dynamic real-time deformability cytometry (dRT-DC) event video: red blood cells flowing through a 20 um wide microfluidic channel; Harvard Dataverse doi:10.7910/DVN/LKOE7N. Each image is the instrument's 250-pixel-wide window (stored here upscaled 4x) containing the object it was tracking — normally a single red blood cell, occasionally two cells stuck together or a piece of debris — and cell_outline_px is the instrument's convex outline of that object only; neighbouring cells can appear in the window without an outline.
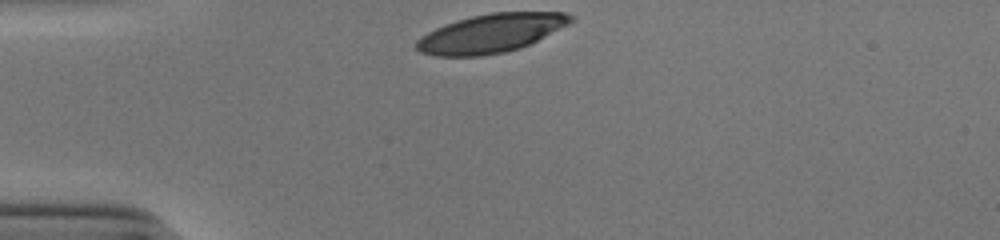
{"species": "human", "species_latin": "Homo sapiens", "temperature_condition": "cold", "stored_images_in_passage": 30, "camera_frame_rate_fps": 3000, "um_per_image_px": 0.085, "donor": {"sex": "male"}, "frame": {"image": 1, "passage_image": 1, "time_ms": 0.0, "image_size_px": [1000, 240], "cell_outline_px": [[572, 20], [568, 24], [520, 48], [504, 52], [484, 56], [436, 56], [420, 52], [416, 48], [416, 40], [428, 32], [444, 24], [456, 20], [472, 16], [492, 12], [564, 12], [572, 16]], "centroid_in_image_um": [41.68, 2.83], "position_along_channel_um": 43.3, "area_um2": 34.39}}
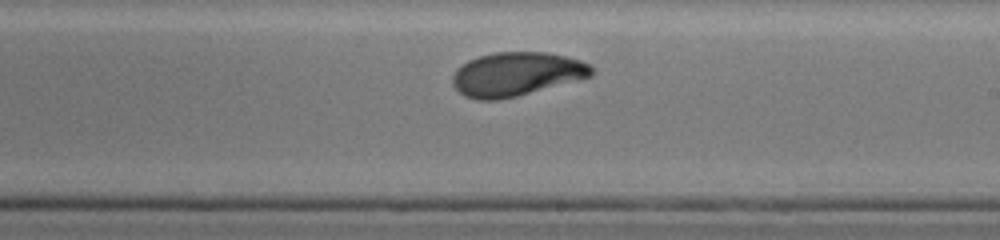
{"frame": {"image": 2, "passage_image": 19, "time_ms": 6.0, "image_size_px": [1000, 240], "cell_outline_px": [[596, 72], [592, 76], [580, 80], [500, 100], [476, 100], [464, 96], [452, 84], [452, 76], [456, 68], [468, 60], [480, 56], [496, 52], [548, 52], [580, 60], [588, 64]], "centroid_in_image_um": [43.89, 6.3], "position_along_channel_um": 245.1, "area_um2": 35.66}}
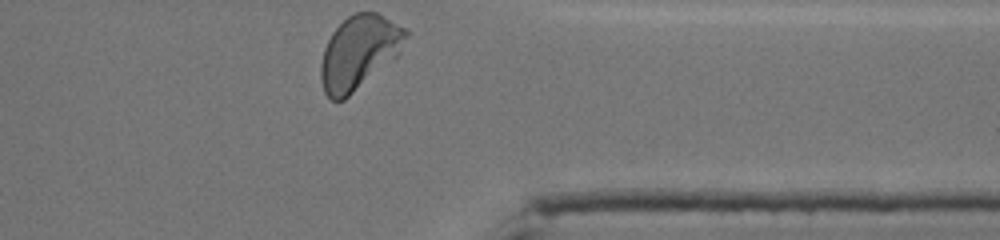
{"frame": {"image": 3, "passage_image": 30, "time_ms": 9.667, "image_size_px": [1000, 240], "cell_outline_px": [[408, 36], [400, 52], [396, 56], [344, 100], [332, 100], [324, 92], [320, 76], [320, 64], [324, 48], [332, 32], [348, 16], [356, 12], [376, 12], [384, 16], [404, 28], [408, 32]], "centroid_in_image_um": [30.49, 4.44], "position_along_channel_um": 380.9, "area_um2": 35.95}, "authors_computed_cell_mechanics": {"area_um2": 35.8938, "velocity_mm_per_s": 3.8664, "shape_relaxation_time_tau1_ms": 3.4531, "shape_relaxation_time_tau2_ms": 1.4683, "deformation_change_tau1": 0.1608, "deformation_change_tau2": 0.0623}}